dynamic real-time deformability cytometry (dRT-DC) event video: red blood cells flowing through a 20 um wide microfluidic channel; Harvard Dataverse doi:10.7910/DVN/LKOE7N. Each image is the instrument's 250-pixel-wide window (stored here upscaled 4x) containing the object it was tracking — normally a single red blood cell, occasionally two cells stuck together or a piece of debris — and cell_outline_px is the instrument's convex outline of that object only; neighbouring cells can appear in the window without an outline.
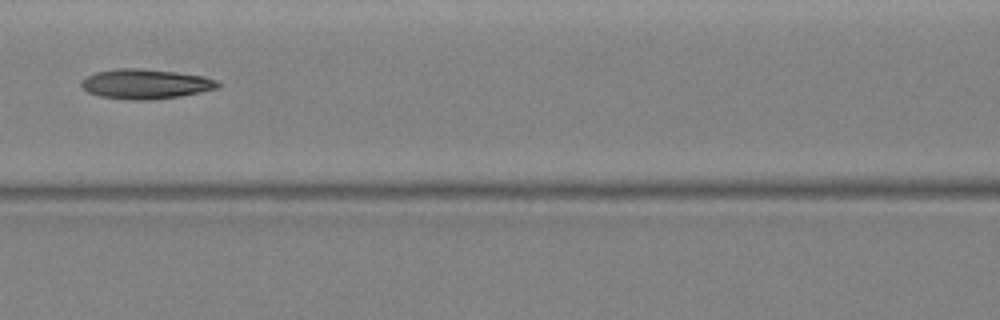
{"species": "Egyptian fruit bat (a non-hibernating species)", "species_latin": "Rousettus aegyptiacus", "temperature_condition": "warm", "stored_images_in_passage": 5, "segment_of_instrument_passage": [1, 2], "camera_frame_rate_fps": 3000, "um_per_image_px": 0.085, "animal": {"sex": "female"}, "frame": {"image": 1, "passage_image": 4, "time_ms": 1.0, "image_size_px": [1000, 320], "cell_outline_px": [[220, 88], [180, 96], [152, 100], [132, 100], [100, 96], [88, 92], [80, 84], [80, 80], [96, 72], [116, 68], [140, 68], [176, 72], [204, 76], [216, 80], [220, 84]], "centroid_in_image_um": [12.38, 7.13], "position_along_channel_um": 154.2, "area_um2": 23.76}}